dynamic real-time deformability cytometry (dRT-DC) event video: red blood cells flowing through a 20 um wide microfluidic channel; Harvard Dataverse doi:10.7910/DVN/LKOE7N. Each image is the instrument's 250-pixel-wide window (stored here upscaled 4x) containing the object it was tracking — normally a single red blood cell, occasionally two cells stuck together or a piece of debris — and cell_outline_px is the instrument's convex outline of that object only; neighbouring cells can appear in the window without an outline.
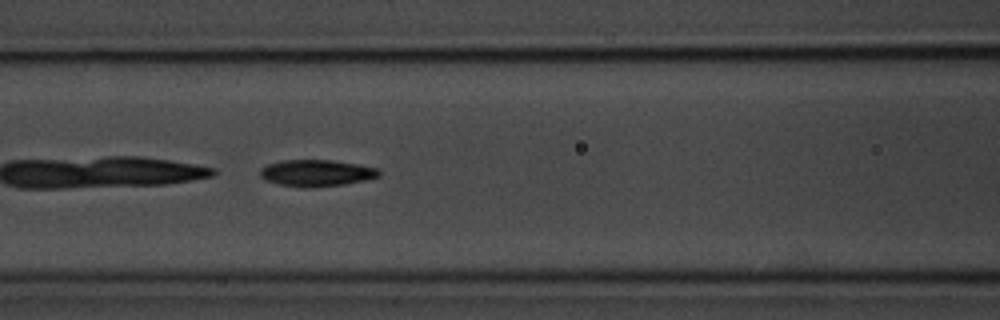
{"species": "common noctule bat (a hibernating species)", "species_latin": "Nyctalus noctula", "temperature_condition": "room temperature", "stored_images_in_passage": 7, "camera_frame_rate_fps": 3000, "um_per_image_px": 0.085, "animal": {"sex": "male", "body_mass_g": 20.1, "forearm_length_mm": 53.5}, "frame": {"image": 1, "passage_image": 7, "time_ms": 7.0, "image_size_px": [1000, 320], "cell_outline_px": [[380, 176], [364, 180], [344, 184], [280, 184], [268, 180], [260, 176], [260, 168], [268, 164], [284, 160], [332, 160], [360, 164], [376, 168], [380, 172]], "centroid_in_image_um": [26.94, 14.64], "position_along_channel_um": 139.7, "area_um2": 17.34}}